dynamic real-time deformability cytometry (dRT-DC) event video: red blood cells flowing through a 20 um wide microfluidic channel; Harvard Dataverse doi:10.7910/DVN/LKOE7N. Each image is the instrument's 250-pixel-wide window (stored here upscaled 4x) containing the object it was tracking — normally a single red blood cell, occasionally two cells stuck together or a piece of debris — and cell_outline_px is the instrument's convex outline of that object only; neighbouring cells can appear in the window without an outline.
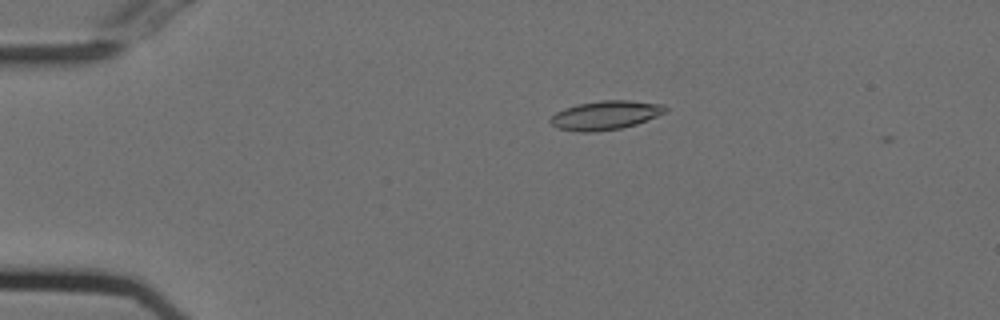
{"species": "Egyptian fruit bat (a non-hibernating species)", "species_latin": "Rousettus aegyptiacus", "temperature_condition": "cold", "stored_images_in_passage": 6, "camera_frame_rate_fps": 3000, "um_per_image_px": 0.085, "animal": {"sex": "female"}, "frame": {"image": 1, "passage_image": 4, "time_ms": 1.0, "image_size_px": [1000, 320], "cell_outline_px": [[668, 112], [636, 124], [620, 128], [592, 132], [580, 132], [556, 128], [548, 120], [556, 112], [564, 108], [576, 104], [600, 100], [628, 100], [664, 104], [668, 108]], "centroid_in_image_um": [51.47, 9.78], "position_along_channel_um": 33.5, "area_um2": 19.54}}